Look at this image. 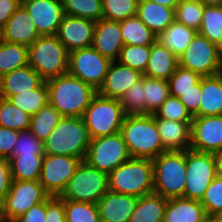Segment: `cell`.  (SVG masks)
I'll return each mask as SVG.
<instances>
[{
    "label": "cell",
    "instance_id": "18",
    "mask_svg": "<svg viewBox=\"0 0 222 222\" xmlns=\"http://www.w3.org/2000/svg\"><path fill=\"white\" fill-rule=\"evenodd\" d=\"M124 46L119 21L102 18L94 28L92 47L102 56L117 61Z\"/></svg>",
    "mask_w": 222,
    "mask_h": 222
},
{
    "label": "cell",
    "instance_id": "47",
    "mask_svg": "<svg viewBox=\"0 0 222 222\" xmlns=\"http://www.w3.org/2000/svg\"><path fill=\"white\" fill-rule=\"evenodd\" d=\"M201 76L194 71L178 66L176 71L169 78L170 91L196 90V84L201 80Z\"/></svg>",
    "mask_w": 222,
    "mask_h": 222
},
{
    "label": "cell",
    "instance_id": "39",
    "mask_svg": "<svg viewBox=\"0 0 222 222\" xmlns=\"http://www.w3.org/2000/svg\"><path fill=\"white\" fill-rule=\"evenodd\" d=\"M65 222H101L96 203L64 200Z\"/></svg>",
    "mask_w": 222,
    "mask_h": 222
},
{
    "label": "cell",
    "instance_id": "38",
    "mask_svg": "<svg viewBox=\"0 0 222 222\" xmlns=\"http://www.w3.org/2000/svg\"><path fill=\"white\" fill-rule=\"evenodd\" d=\"M198 33L216 45L222 41V6H204Z\"/></svg>",
    "mask_w": 222,
    "mask_h": 222
},
{
    "label": "cell",
    "instance_id": "4",
    "mask_svg": "<svg viewBox=\"0 0 222 222\" xmlns=\"http://www.w3.org/2000/svg\"><path fill=\"white\" fill-rule=\"evenodd\" d=\"M109 191L141 197L153 193L152 159L130 158L108 174Z\"/></svg>",
    "mask_w": 222,
    "mask_h": 222
},
{
    "label": "cell",
    "instance_id": "30",
    "mask_svg": "<svg viewBox=\"0 0 222 222\" xmlns=\"http://www.w3.org/2000/svg\"><path fill=\"white\" fill-rule=\"evenodd\" d=\"M44 155L11 156L9 161L12 181H39Z\"/></svg>",
    "mask_w": 222,
    "mask_h": 222
},
{
    "label": "cell",
    "instance_id": "31",
    "mask_svg": "<svg viewBox=\"0 0 222 222\" xmlns=\"http://www.w3.org/2000/svg\"><path fill=\"white\" fill-rule=\"evenodd\" d=\"M120 28L124 45H152L156 41L157 35L137 15L120 21Z\"/></svg>",
    "mask_w": 222,
    "mask_h": 222
},
{
    "label": "cell",
    "instance_id": "26",
    "mask_svg": "<svg viewBox=\"0 0 222 222\" xmlns=\"http://www.w3.org/2000/svg\"><path fill=\"white\" fill-rule=\"evenodd\" d=\"M222 115V73L201 78L199 111L193 117Z\"/></svg>",
    "mask_w": 222,
    "mask_h": 222
},
{
    "label": "cell",
    "instance_id": "19",
    "mask_svg": "<svg viewBox=\"0 0 222 222\" xmlns=\"http://www.w3.org/2000/svg\"><path fill=\"white\" fill-rule=\"evenodd\" d=\"M143 74L133 68L112 61L106 74L103 85L97 91L100 95L119 99L127 90L141 79Z\"/></svg>",
    "mask_w": 222,
    "mask_h": 222
},
{
    "label": "cell",
    "instance_id": "20",
    "mask_svg": "<svg viewBox=\"0 0 222 222\" xmlns=\"http://www.w3.org/2000/svg\"><path fill=\"white\" fill-rule=\"evenodd\" d=\"M138 198L108 191L96 203L101 222H129Z\"/></svg>",
    "mask_w": 222,
    "mask_h": 222
},
{
    "label": "cell",
    "instance_id": "29",
    "mask_svg": "<svg viewBox=\"0 0 222 222\" xmlns=\"http://www.w3.org/2000/svg\"><path fill=\"white\" fill-rule=\"evenodd\" d=\"M167 202L156 193L139 197L129 222H163Z\"/></svg>",
    "mask_w": 222,
    "mask_h": 222
},
{
    "label": "cell",
    "instance_id": "6",
    "mask_svg": "<svg viewBox=\"0 0 222 222\" xmlns=\"http://www.w3.org/2000/svg\"><path fill=\"white\" fill-rule=\"evenodd\" d=\"M69 51L56 35L39 36L28 46V64L46 82L67 74Z\"/></svg>",
    "mask_w": 222,
    "mask_h": 222
},
{
    "label": "cell",
    "instance_id": "25",
    "mask_svg": "<svg viewBox=\"0 0 222 222\" xmlns=\"http://www.w3.org/2000/svg\"><path fill=\"white\" fill-rule=\"evenodd\" d=\"M136 15L153 33L158 35L175 20V9L150 0H138Z\"/></svg>",
    "mask_w": 222,
    "mask_h": 222
},
{
    "label": "cell",
    "instance_id": "8",
    "mask_svg": "<svg viewBox=\"0 0 222 222\" xmlns=\"http://www.w3.org/2000/svg\"><path fill=\"white\" fill-rule=\"evenodd\" d=\"M108 191V174L83 160L60 197L63 200L97 203Z\"/></svg>",
    "mask_w": 222,
    "mask_h": 222
},
{
    "label": "cell",
    "instance_id": "10",
    "mask_svg": "<svg viewBox=\"0 0 222 222\" xmlns=\"http://www.w3.org/2000/svg\"><path fill=\"white\" fill-rule=\"evenodd\" d=\"M186 184L183 198L201 201L217 176L214 155L186 150Z\"/></svg>",
    "mask_w": 222,
    "mask_h": 222
},
{
    "label": "cell",
    "instance_id": "48",
    "mask_svg": "<svg viewBox=\"0 0 222 222\" xmlns=\"http://www.w3.org/2000/svg\"><path fill=\"white\" fill-rule=\"evenodd\" d=\"M170 95L179 98L186 109L194 116L199 111L201 97V80L196 84V90L170 91Z\"/></svg>",
    "mask_w": 222,
    "mask_h": 222
},
{
    "label": "cell",
    "instance_id": "44",
    "mask_svg": "<svg viewBox=\"0 0 222 222\" xmlns=\"http://www.w3.org/2000/svg\"><path fill=\"white\" fill-rule=\"evenodd\" d=\"M153 115L155 118L180 122H192L193 119V116L179 98L171 95Z\"/></svg>",
    "mask_w": 222,
    "mask_h": 222
},
{
    "label": "cell",
    "instance_id": "35",
    "mask_svg": "<svg viewBox=\"0 0 222 222\" xmlns=\"http://www.w3.org/2000/svg\"><path fill=\"white\" fill-rule=\"evenodd\" d=\"M8 100L25 113L33 116L48 102V87L44 81L37 89L10 96Z\"/></svg>",
    "mask_w": 222,
    "mask_h": 222
},
{
    "label": "cell",
    "instance_id": "22",
    "mask_svg": "<svg viewBox=\"0 0 222 222\" xmlns=\"http://www.w3.org/2000/svg\"><path fill=\"white\" fill-rule=\"evenodd\" d=\"M44 80L29 64L6 73L0 77V97L10 96L37 89Z\"/></svg>",
    "mask_w": 222,
    "mask_h": 222
},
{
    "label": "cell",
    "instance_id": "58",
    "mask_svg": "<svg viewBox=\"0 0 222 222\" xmlns=\"http://www.w3.org/2000/svg\"><path fill=\"white\" fill-rule=\"evenodd\" d=\"M218 54H219L220 61L222 63V41L218 44Z\"/></svg>",
    "mask_w": 222,
    "mask_h": 222
},
{
    "label": "cell",
    "instance_id": "12",
    "mask_svg": "<svg viewBox=\"0 0 222 222\" xmlns=\"http://www.w3.org/2000/svg\"><path fill=\"white\" fill-rule=\"evenodd\" d=\"M178 60L179 66L194 71L201 77L222 73L218 45L199 33Z\"/></svg>",
    "mask_w": 222,
    "mask_h": 222
},
{
    "label": "cell",
    "instance_id": "2",
    "mask_svg": "<svg viewBox=\"0 0 222 222\" xmlns=\"http://www.w3.org/2000/svg\"><path fill=\"white\" fill-rule=\"evenodd\" d=\"M120 133L131 158L154 159L165 152L154 115H127Z\"/></svg>",
    "mask_w": 222,
    "mask_h": 222
},
{
    "label": "cell",
    "instance_id": "60",
    "mask_svg": "<svg viewBox=\"0 0 222 222\" xmlns=\"http://www.w3.org/2000/svg\"><path fill=\"white\" fill-rule=\"evenodd\" d=\"M0 222H4L2 219L1 207H0Z\"/></svg>",
    "mask_w": 222,
    "mask_h": 222
},
{
    "label": "cell",
    "instance_id": "36",
    "mask_svg": "<svg viewBox=\"0 0 222 222\" xmlns=\"http://www.w3.org/2000/svg\"><path fill=\"white\" fill-rule=\"evenodd\" d=\"M31 117L8 99L0 97V126L19 132L29 130Z\"/></svg>",
    "mask_w": 222,
    "mask_h": 222
},
{
    "label": "cell",
    "instance_id": "9",
    "mask_svg": "<svg viewBox=\"0 0 222 222\" xmlns=\"http://www.w3.org/2000/svg\"><path fill=\"white\" fill-rule=\"evenodd\" d=\"M131 158L121 133L91 139L84 159L90 166L109 174Z\"/></svg>",
    "mask_w": 222,
    "mask_h": 222
},
{
    "label": "cell",
    "instance_id": "49",
    "mask_svg": "<svg viewBox=\"0 0 222 222\" xmlns=\"http://www.w3.org/2000/svg\"><path fill=\"white\" fill-rule=\"evenodd\" d=\"M19 136V131L0 126V158L9 159Z\"/></svg>",
    "mask_w": 222,
    "mask_h": 222
},
{
    "label": "cell",
    "instance_id": "41",
    "mask_svg": "<svg viewBox=\"0 0 222 222\" xmlns=\"http://www.w3.org/2000/svg\"><path fill=\"white\" fill-rule=\"evenodd\" d=\"M150 52L151 45H124L117 61L144 74L149 61Z\"/></svg>",
    "mask_w": 222,
    "mask_h": 222
},
{
    "label": "cell",
    "instance_id": "55",
    "mask_svg": "<svg viewBox=\"0 0 222 222\" xmlns=\"http://www.w3.org/2000/svg\"><path fill=\"white\" fill-rule=\"evenodd\" d=\"M150 1L175 9L177 4L181 0H150Z\"/></svg>",
    "mask_w": 222,
    "mask_h": 222
},
{
    "label": "cell",
    "instance_id": "11",
    "mask_svg": "<svg viewBox=\"0 0 222 222\" xmlns=\"http://www.w3.org/2000/svg\"><path fill=\"white\" fill-rule=\"evenodd\" d=\"M111 62L92 46L76 49L69 52L67 73L98 91L104 83Z\"/></svg>",
    "mask_w": 222,
    "mask_h": 222
},
{
    "label": "cell",
    "instance_id": "7",
    "mask_svg": "<svg viewBox=\"0 0 222 222\" xmlns=\"http://www.w3.org/2000/svg\"><path fill=\"white\" fill-rule=\"evenodd\" d=\"M125 116L119 99L105 97L97 92L82 119L93 139L119 133Z\"/></svg>",
    "mask_w": 222,
    "mask_h": 222
},
{
    "label": "cell",
    "instance_id": "46",
    "mask_svg": "<svg viewBox=\"0 0 222 222\" xmlns=\"http://www.w3.org/2000/svg\"><path fill=\"white\" fill-rule=\"evenodd\" d=\"M45 155L43 141L37 139L29 130L19 132L12 156Z\"/></svg>",
    "mask_w": 222,
    "mask_h": 222
},
{
    "label": "cell",
    "instance_id": "42",
    "mask_svg": "<svg viewBox=\"0 0 222 222\" xmlns=\"http://www.w3.org/2000/svg\"><path fill=\"white\" fill-rule=\"evenodd\" d=\"M138 0H102L103 18L123 21L136 16Z\"/></svg>",
    "mask_w": 222,
    "mask_h": 222
},
{
    "label": "cell",
    "instance_id": "57",
    "mask_svg": "<svg viewBox=\"0 0 222 222\" xmlns=\"http://www.w3.org/2000/svg\"><path fill=\"white\" fill-rule=\"evenodd\" d=\"M206 222H222V218L219 216H207Z\"/></svg>",
    "mask_w": 222,
    "mask_h": 222
},
{
    "label": "cell",
    "instance_id": "24",
    "mask_svg": "<svg viewBox=\"0 0 222 222\" xmlns=\"http://www.w3.org/2000/svg\"><path fill=\"white\" fill-rule=\"evenodd\" d=\"M207 216L200 201L171 198L168 199L163 222H206Z\"/></svg>",
    "mask_w": 222,
    "mask_h": 222
},
{
    "label": "cell",
    "instance_id": "15",
    "mask_svg": "<svg viewBox=\"0 0 222 222\" xmlns=\"http://www.w3.org/2000/svg\"><path fill=\"white\" fill-rule=\"evenodd\" d=\"M190 149L211 154L222 149V115L193 117Z\"/></svg>",
    "mask_w": 222,
    "mask_h": 222
},
{
    "label": "cell",
    "instance_id": "40",
    "mask_svg": "<svg viewBox=\"0 0 222 222\" xmlns=\"http://www.w3.org/2000/svg\"><path fill=\"white\" fill-rule=\"evenodd\" d=\"M204 5L199 0H181L175 8V20L199 31Z\"/></svg>",
    "mask_w": 222,
    "mask_h": 222
},
{
    "label": "cell",
    "instance_id": "14",
    "mask_svg": "<svg viewBox=\"0 0 222 222\" xmlns=\"http://www.w3.org/2000/svg\"><path fill=\"white\" fill-rule=\"evenodd\" d=\"M82 160L66 155H44L39 182L49 196L60 197Z\"/></svg>",
    "mask_w": 222,
    "mask_h": 222
},
{
    "label": "cell",
    "instance_id": "54",
    "mask_svg": "<svg viewBox=\"0 0 222 222\" xmlns=\"http://www.w3.org/2000/svg\"><path fill=\"white\" fill-rule=\"evenodd\" d=\"M217 175L222 176V149L214 153Z\"/></svg>",
    "mask_w": 222,
    "mask_h": 222
},
{
    "label": "cell",
    "instance_id": "23",
    "mask_svg": "<svg viewBox=\"0 0 222 222\" xmlns=\"http://www.w3.org/2000/svg\"><path fill=\"white\" fill-rule=\"evenodd\" d=\"M155 122L166 151L190 149L191 123L155 118Z\"/></svg>",
    "mask_w": 222,
    "mask_h": 222
},
{
    "label": "cell",
    "instance_id": "53",
    "mask_svg": "<svg viewBox=\"0 0 222 222\" xmlns=\"http://www.w3.org/2000/svg\"><path fill=\"white\" fill-rule=\"evenodd\" d=\"M22 0H0V28L2 29L9 18L20 7Z\"/></svg>",
    "mask_w": 222,
    "mask_h": 222
},
{
    "label": "cell",
    "instance_id": "56",
    "mask_svg": "<svg viewBox=\"0 0 222 222\" xmlns=\"http://www.w3.org/2000/svg\"><path fill=\"white\" fill-rule=\"evenodd\" d=\"M204 6H222V0H199Z\"/></svg>",
    "mask_w": 222,
    "mask_h": 222
},
{
    "label": "cell",
    "instance_id": "16",
    "mask_svg": "<svg viewBox=\"0 0 222 222\" xmlns=\"http://www.w3.org/2000/svg\"><path fill=\"white\" fill-rule=\"evenodd\" d=\"M40 36L56 35L64 16L62 0H22Z\"/></svg>",
    "mask_w": 222,
    "mask_h": 222
},
{
    "label": "cell",
    "instance_id": "32",
    "mask_svg": "<svg viewBox=\"0 0 222 222\" xmlns=\"http://www.w3.org/2000/svg\"><path fill=\"white\" fill-rule=\"evenodd\" d=\"M170 96L169 82L144 76V115H153Z\"/></svg>",
    "mask_w": 222,
    "mask_h": 222
},
{
    "label": "cell",
    "instance_id": "45",
    "mask_svg": "<svg viewBox=\"0 0 222 222\" xmlns=\"http://www.w3.org/2000/svg\"><path fill=\"white\" fill-rule=\"evenodd\" d=\"M200 203L208 216H219L222 213V176L215 177Z\"/></svg>",
    "mask_w": 222,
    "mask_h": 222
},
{
    "label": "cell",
    "instance_id": "52",
    "mask_svg": "<svg viewBox=\"0 0 222 222\" xmlns=\"http://www.w3.org/2000/svg\"><path fill=\"white\" fill-rule=\"evenodd\" d=\"M12 178L9 161L6 158H0V206L3 204L7 193L11 187Z\"/></svg>",
    "mask_w": 222,
    "mask_h": 222
},
{
    "label": "cell",
    "instance_id": "33",
    "mask_svg": "<svg viewBox=\"0 0 222 222\" xmlns=\"http://www.w3.org/2000/svg\"><path fill=\"white\" fill-rule=\"evenodd\" d=\"M62 118L49 102L31 117L29 131L39 140L45 141Z\"/></svg>",
    "mask_w": 222,
    "mask_h": 222
},
{
    "label": "cell",
    "instance_id": "51",
    "mask_svg": "<svg viewBox=\"0 0 222 222\" xmlns=\"http://www.w3.org/2000/svg\"><path fill=\"white\" fill-rule=\"evenodd\" d=\"M46 199L34 205L26 213L19 216L13 222H46Z\"/></svg>",
    "mask_w": 222,
    "mask_h": 222
},
{
    "label": "cell",
    "instance_id": "1",
    "mask_svg": "<svg viewBox=\"0 0 222 222\" xmlns=\"http://www.w3.org/2000/svg\"><path fill=\"white\" fill-rule=\"evenodd\" d=\"M49 103L62 117H82L97 93L91 85L70 74L46 81Z\"/></svg>",
    "mask_w": 222,
    "mask_h": 222
},
{
    "label": "cell",
    "instance_id": "28",
    "mask_svg": "<svg viewBox=\"0 0 222 222\" xmlns=\"http://www.w3.org/2000/svg\"><path fill=\"white\" fill-rule=\"evenodd\" d=\"M197 33L198 31L195 29L174 20L164 31L157 35L156 41L179 58Z\"/></svg>",
    "mask_w": 222,
    "mask_h": 222
},
{
    "label": "cell",
    "instance_id": "3",
    "mask_svg": "<svg viewBox=\"0 0 222 222\" xmlns=\"http://www.w3.org/2000/svg\"><path fill=\"white\" fill-rule=\"evenodd\" d=\"M91 137L82 117H62L43 142L44 153L85 159Z\"/></svg>",
    "mask_w": 222,
    "mask_h": 222
},
{
    "label": "cell",
    "instance_id": "17",
    "mask_svg": "<svg viewBox=\"0 0 222 222\" xmlns=\"http://www.w3.org/2000/svg\"><path fill=\"white\" fill-rule=\"evenodd\" d=\"M95 24L89 19L64 15L56 36L69 52L90 47L93 44Z\"/></svg>",
    "mask_w": 222,
    "mask_h": 222
},
{
    "label": "cell",
    "instance_id": "59",
    "mask_svg": "<svg viewBox=\"0 0 222 222\" xmlns=\"http://www.w3.org/2000/svg\"><path fill=\"white\" fill-rule=\"evenodd\" d=\"M2 42V29L0 28V43Z\"/></svg>",
    "mask_w": 222,
    "mask_h": 222
},
{
    "label": "cell",
    "instance_id": "34",
    "mask_svg": "<svg viewBox=\"0 0 222 222\" xmlns=\"http://www.w3.org/2000/svg\"><path fill=\"white\" fill-rule=\"evenodd\" d=\"M28 65V47L2 41L0 43V77Z\"/></svg>",
    "mask_w": 222,
    "mask_h": 222
},
{
    "label": "cell",
    "instance_id": "5",
    "mask_svg": "<svg viewBox=\"0 0 222 222\" xmlns=\"http://www.w3.org/2000/svg\"><path fill=\"white\" fill-rule=\"evenodd\" d=\"M154 169L153 193L164 198L184 196L186 184V150L165 151L152 159Z\"/></svg>",
    "mask_w": 222,
    "mask_h": 222
},
{
    "label": "cell",
    "instance_id": "21",
    "mask_svg": "<svg viewBox=\"0 0 222 222\" xmlns=\"http://www.w3.org/2000/svg\"><path fill=\"white\" fill-rule=\"evenodd\" d=\"M33 19L21 4L2 28V41L30 46L38 37Z\"/></svg>",
    "mask_w": 222,
    "mask_h": 222
},
{
    "label": "cell",
    "instance_id": "27",
    "mask_svg": "<svg viewBox=\"0 0 222 222\" xmlns=\"http://www.w3.org/2000/svg\"><path fill=\"white\" fill-rule=\"evenodd\" d=\"M178 66V58L158 41H155L151 45L149 61L143 75L168 81Z\"/></svg>",
    "mask_w": 222,
    "mask_h": 222
},
{
    "label": "cell",
    "instance_id": "43",
    "mask_svg": "<svg viewBox=\"0 0 222 222\" xmlns=\"http://www.w3.org/2000/svg\"><path fill=\"white\" fill-rule=\"evenodd\" d=\"M124 114L144 115V75L120 98Z\"/></svg>",
    "mask_w": 222,
    "mask_h": 222
},
{
    "label": "cell",
    "instance_id": "50",
    "mask_svg": "<svg viewBox=\"0 0 222 222\" xmlns=\"http://www.w3.org/2000/svg\"><path fill=\"white\" fill-rule=\"evenodd\" d=\"M46 222H65L64 200L61 197L46 198Z\"/></svg>",
    "mask_w": 222,
    "mask_h": 222
},
{
    "label": "cell",
    "instance_id": "13",
    "mask_svg": "<svg viewBox=\"0 0 222 222\" xmlns=\"http://www.w3.org/2000/svg\"><path fill=\"white\" fill-rule=\"evenodd\" d=\"M49 195L39 181H12L1 207L4 222H13Z\"/></svg>",
    "mask_w": 222,
    "mask_h": 222
},
{
    "label": "cell",
    "instance_id": "37",
    "mask_svg": "<svg viewBox=\"0 0 222 222\" xmlns=\"http://www.w3.org/2000/svg\"><path fill=\"white\" fill-rule=\"evenodd\" d=\"M64 15L97 22L103 18L102 0H62Z\"/></svg>",
    "mask_w": 222,
    "mask_h": 222
}]
</instances>
